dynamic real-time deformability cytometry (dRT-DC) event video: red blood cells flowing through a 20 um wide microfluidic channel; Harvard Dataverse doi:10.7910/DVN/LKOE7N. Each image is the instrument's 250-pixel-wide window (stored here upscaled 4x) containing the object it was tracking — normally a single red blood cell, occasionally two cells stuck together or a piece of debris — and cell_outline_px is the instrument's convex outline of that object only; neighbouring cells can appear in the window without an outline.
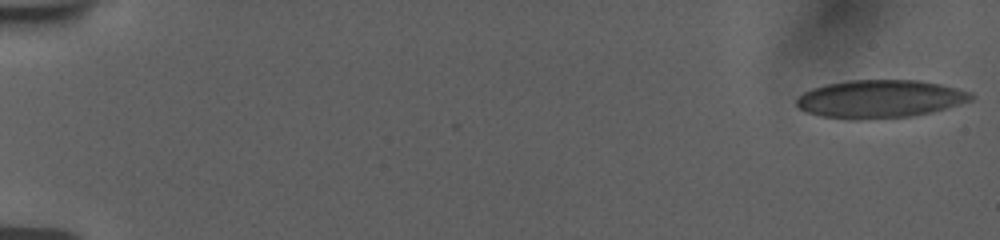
{"species": "human", "species_latin": "Homo sapiens", "temperature_condition": "room temperature", "stored_images_in_passage": 55, "camera_frame_rate_fps": 3000, "um_per_image_px": 0.085, "donor": {"sex": "female"}, "frame": {"image": 1, "passage_image": 1, "time_ms": 0.0, "image_size_px": [1000, 240], "cell_outline_px": [[972, 96], [964, 100], [928, 112], [904, 116], [824, 116], [808, 112], [800, 108], [796, 104], [796, 100], [800, 96], [816, 88], [828, 84], [848, 80], [912, 80], [936, 84], [964, 92]], "centroid_in_image_um": [74.67, 8.35], "position_along_channel_um": 10.3, "area_um2": 35.43}}
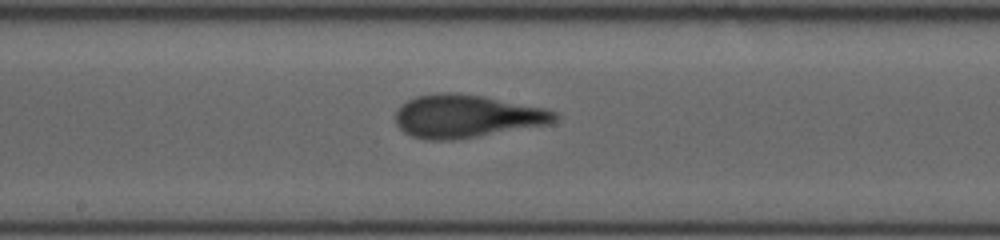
{"frame": {"image": 2, "passage_image": 31, "time_ms": 10.0, "image_size_px": [1000, 240], "cell_outline_px": [[556, 116], [548, 124], [452, 140], [428, 140], [412, 136], [404, 132], [396, 124], [396, 112], [408, 100], [416, 96], [440, 92], [452, 92], [484, 96], [544, 108], [556, 112]], "centroid_in_image_um": [39.61, 9.87], "position_along_channel_um": 208.6, "area_um2": 39.25}}
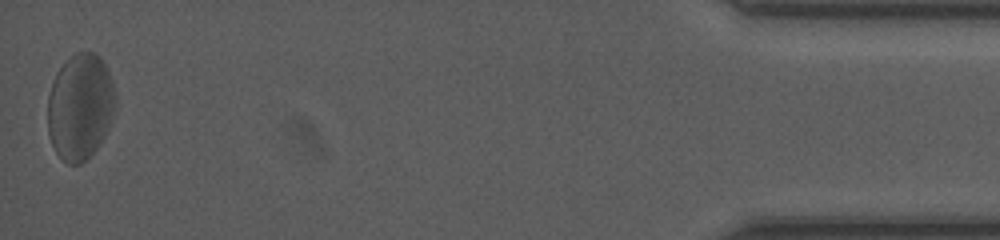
{"frame": {"image": 3, "passage_image": 55, "time_ms": 18.0, "image_size_px": [1000, 240], "cell_outline_px": [[112, 112], [108, 128], [104, 136], [96, 148], [80, 164], [68, 164], [56, 152], [52, 144], [48, 132], [48, 96], [52, 80], [56, 72], [76, 52], [92, 52], [100, 56], [108, 72], [112, 84]], "centroid_in_image_um": [6.76, 9.07], "position_along_channel_um": 428.4, "area_um2": 40.92}, "authors_computed_cell_mechanics": {"area_um2": 38.3214, "velocity_mm_per_s": 3.7326, "shape_relaxation_time_tau1_ms": 6.8288, "shape_relaxation_time_tau2_ms": 1.3593, "deformation_change_tau1": 0.1719, "deformation_change_tau2": 0.0881}}